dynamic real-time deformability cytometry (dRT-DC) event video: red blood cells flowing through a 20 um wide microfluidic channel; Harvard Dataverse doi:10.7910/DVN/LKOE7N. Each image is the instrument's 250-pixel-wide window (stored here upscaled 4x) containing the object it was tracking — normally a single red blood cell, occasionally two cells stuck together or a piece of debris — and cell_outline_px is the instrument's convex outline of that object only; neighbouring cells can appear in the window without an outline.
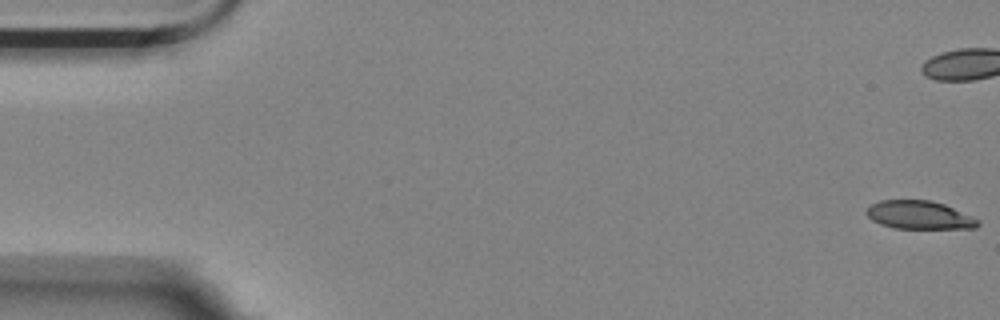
{"species": "Egyptian fruit bat (a non-hibernating species)", "species_latin": "Rousettus aegyptiacus", "temperature_condition": "room temperature", "stored_images_in_passage": 12, "camera_frame_rate_fps": 3000, "um_per_image_px": 0.085, "animal": {"sex": "female"}, "frame": {"image": 1, "passage_image": 1, "time_ms": 0.0, "image_size_px": [1000, 320], "cell_outline_px": [[980, 224], [976, 228], [892, 228], [880, 224], [872, 220], [864, 212], [868, 204], [880, 200], [928, 200], [944, 204], [972, 216], [980, 220]], "centroid_in_image_um": [78.1, 18.27], "position_along_channel_um": 6.9, "area_um2": 18.5}}